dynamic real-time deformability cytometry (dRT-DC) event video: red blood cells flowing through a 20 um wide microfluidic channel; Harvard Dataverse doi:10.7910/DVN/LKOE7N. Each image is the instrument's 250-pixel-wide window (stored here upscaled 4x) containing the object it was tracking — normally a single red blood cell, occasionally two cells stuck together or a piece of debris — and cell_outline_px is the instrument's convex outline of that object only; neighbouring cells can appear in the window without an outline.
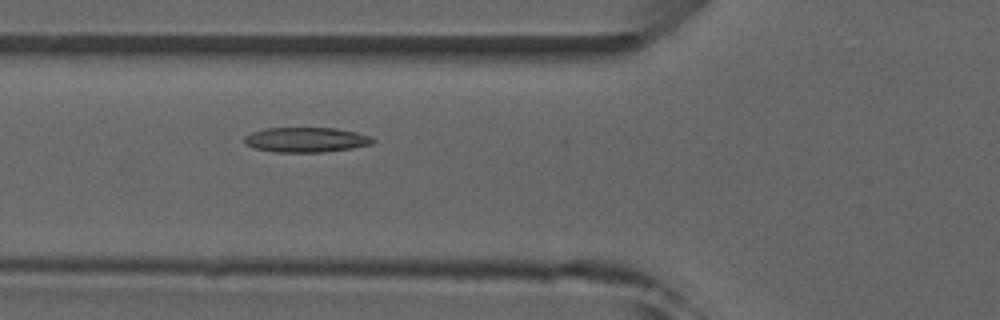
{"species": "common noctule bat (a hibernating species)", "species_latin": "Nyctalus noctula", "temperature_condition": "room temperature", "stored_images_in_passage": 3, "camera_frame_rate_fps": 3000, "um_per_image_px": 0.085, "animal": {"sex": "male", "forearm_length_mm": 52.5}, "frame": {"image": 1, "passage_image": 3, "time_ms": 2.333, "image_size_px": [1000, 320], "cell_outline_px": [[376, 140], [372, 144], [352, 148], [324, 152], [272, 152], [256, 148], [244, 144], [244, 136], [252, 132], [268, 128], [336, 128], [356, 132], [368, 136]], "centroid_in_image_um": [26.0, 11.88], "position_along_channel_um": 99.8, "area_um2": 18.61}}